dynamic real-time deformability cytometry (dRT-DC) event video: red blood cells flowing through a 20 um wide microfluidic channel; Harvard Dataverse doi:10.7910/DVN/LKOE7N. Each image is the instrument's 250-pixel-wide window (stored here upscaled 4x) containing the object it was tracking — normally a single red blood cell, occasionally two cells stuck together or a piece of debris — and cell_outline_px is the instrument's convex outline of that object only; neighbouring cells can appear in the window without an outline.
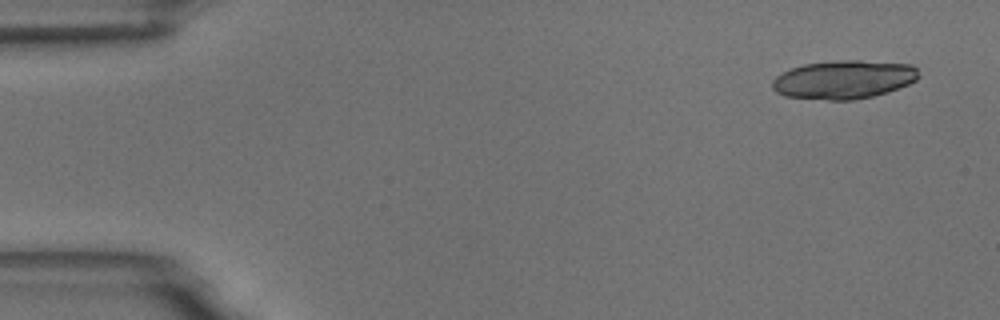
{"species": "common noctule bat (a hibernating species)", "species_latin": "Nyctalus noctula", "temperature_condition": "room temperature", "stored_images_in_passage": 5, "camera_frame_rate_fps": 3000, "um_per_image_px": 0.085, "animal": {"sex": "male", "body_mass_g": 18.8}, "frame": {"image": 1, "passage_image": 1, "time_ms": 0.0, "image_size_px": [1000, 320], "cell_outline_px": [[920, 76], [916, 80], [908, 84], [888, 92], [872, 96], [852, 100], [828, 100], [784, 96], [776, 92], [772, 88], [772, 80], [776, 76], [792, 68], [804, 64], [836, 60], [860, 60], [912, 64], [916, 68]], "centroid_in_image_um": [71.73, 6.76], "position_along_channel_um": 13.3, "area_um2": 32.95}}